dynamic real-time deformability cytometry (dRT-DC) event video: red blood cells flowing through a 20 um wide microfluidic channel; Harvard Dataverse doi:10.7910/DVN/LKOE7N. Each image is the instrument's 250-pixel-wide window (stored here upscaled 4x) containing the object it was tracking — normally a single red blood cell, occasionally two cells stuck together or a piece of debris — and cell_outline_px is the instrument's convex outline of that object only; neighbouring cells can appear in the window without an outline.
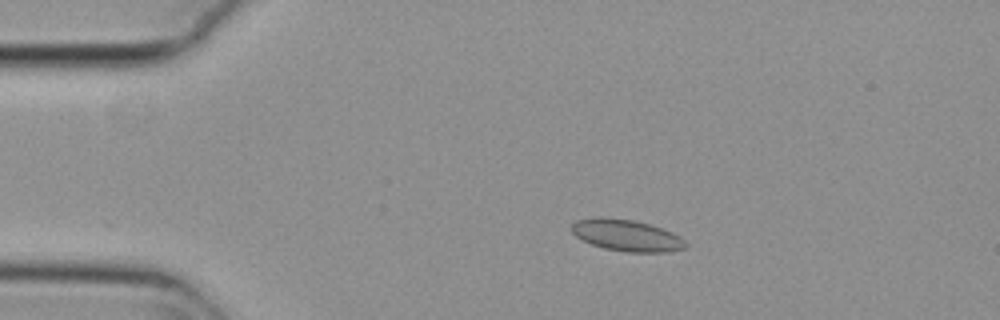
{"species": "common noctule bat (a hibernating species)", "species_latin": "Nyctalus noctula", "temperature_condition": "cold", "stored_images_in_passage": 41, "camera_frame_rate_fps": 3000, "um_per_image_px": 0.085, "animal": {"sex": "female", "body_mass_g": 29.2, "forearm_length_mm": 56.3}, "frame": {"image": 1, "passage_image": 10, "time_ms": 3.0, "image_size_px": [1000, 320], "cell_outline_px": [[688, 244], [684, 248], [668, 252], [628, 252], [604, 248], [592, 244], [576, 236], [572, 232], [572, 224], [576, 220], [632, 220], [648, 224], [672, 232], [680, 236]], "centroid_in_image_um": [53.35, 20.06], "position_along_channel_um": 31.7, "area_um2": 20.0}}
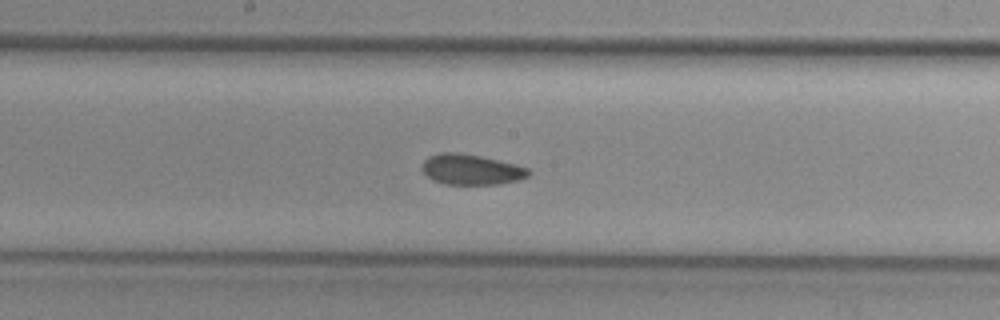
{"frame": {"image": 2, "passage_image": 28, "time_ms": 9.0, "image_size_px": [1000, 320], "cell_outline_px": [[532, 172], [528, 176], [516, 180], [500, 184], [444, 184], [432, 180], [420, 168], [424, 160], [428, 156], [440, 152], [456, 152], [480, 156], [528, 168]], "centroid_in_image_um": [40.0, 14.41], "position_along_channel_um": 208.2, "area_um2": 18.79}}
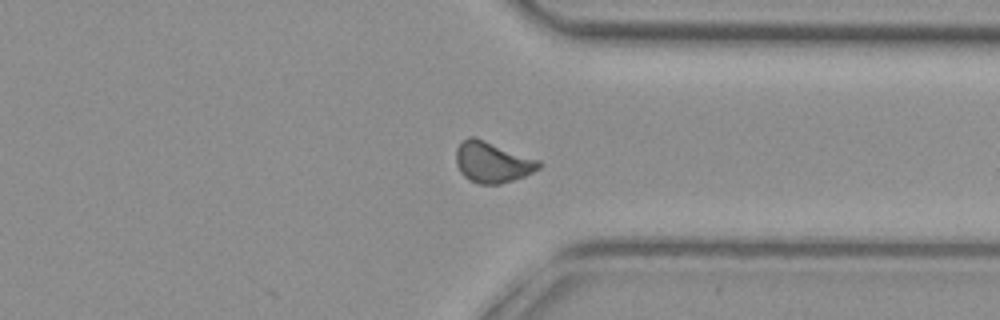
{"frame": {"image": 3, "passage_image": 41, "time_ms": 13.333, "image_size_px": [1000, 320], "cell_outline_px": [[544, 164], [540, 168], [524, 176], [500, 184], [480, 184], [468, 180], [460, 172], [456, 164], [456, 148], [460, 140], [468, 136], [476, 136], [540, 160]], "centroid_in_image_um": [41.83, 13.75], "position_along_channel_um": 369.6, "area_um2": 20.17}, "authors_computed_cell_mechanics": {"area_um2": 19.652, "velocity_mm_per_s": 3.7509, "shape_relaxation_time_tau1_ms": null, "shape_relaxation_time_tau2_ms": 2.8442, "deformation_change_tau1": null, "deformation_change_tau2": 0.0588}}